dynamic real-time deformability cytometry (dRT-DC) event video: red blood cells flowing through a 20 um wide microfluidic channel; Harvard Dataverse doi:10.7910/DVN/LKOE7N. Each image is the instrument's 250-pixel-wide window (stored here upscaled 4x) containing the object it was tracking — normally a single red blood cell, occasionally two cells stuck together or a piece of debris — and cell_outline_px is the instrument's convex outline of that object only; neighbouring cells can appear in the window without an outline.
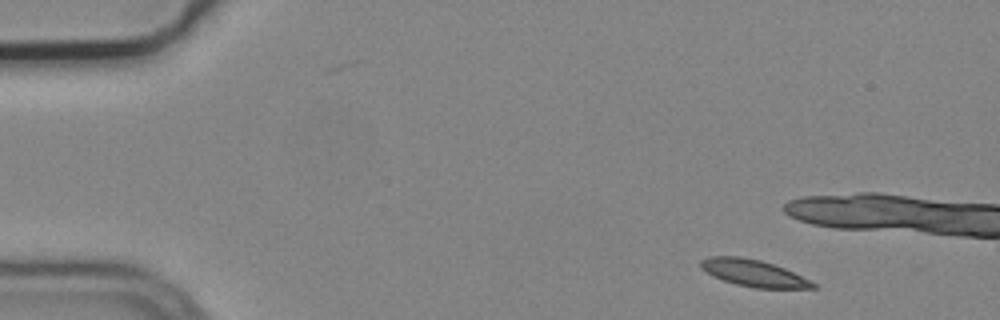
{"species": "common noctule bat (a hibernating species)", "species_latin": "Nyctalus noctula", "temperature_condition": "cold", "stored_images_in_passage": 3, "camera_frame_rate_fps": 3000, "um_per_image_px": 0.085, "animal": {"sex": "male", "body_mass_g": 19.2, "forearm_length_mm": 51.8}, "frame": {"image": 1, "passage_image": 1, "time_ms": 0.0, "image_size_px": [1000, 320], "cell_outline_px": [[816, 288], [752, 288], [736, 284], [724, 280], [700, 268], [700, 260], [708, 256], [740, 256], [760, 260], [784, 268], [816, 284]], "centroid_in_image_um": [64.02, 23.2], "position_along_channel_um": 21.0, "area_um2": 17.22}}